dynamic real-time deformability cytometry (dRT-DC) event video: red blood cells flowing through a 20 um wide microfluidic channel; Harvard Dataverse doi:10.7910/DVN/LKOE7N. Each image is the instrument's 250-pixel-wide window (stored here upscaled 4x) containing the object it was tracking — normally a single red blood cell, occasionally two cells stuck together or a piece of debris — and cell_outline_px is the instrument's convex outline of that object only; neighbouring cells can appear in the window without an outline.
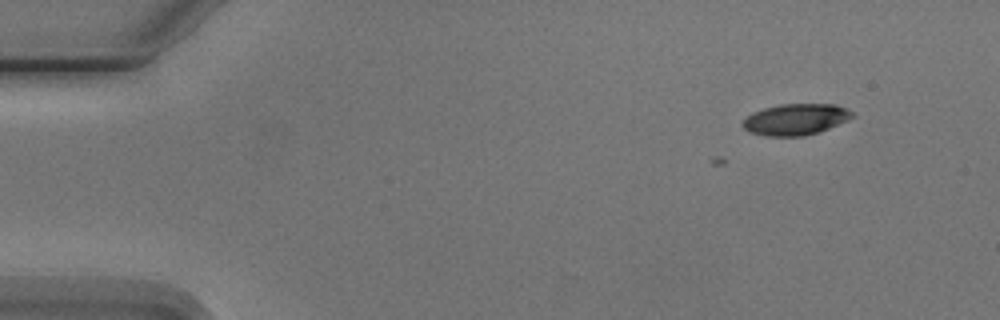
{"species": "Egyptian fruit bat (a non-hibernating species)", "species_latin": "Rousettus aegyptiacus", "temperature_condition": "cold", "stored_images_in_passage": 8, "camera_frame_rate_fps": 3000, "um_per_image_px": 0.085, "animal": {"sex": "male"}, "frame": {"image": 1, "passage_image": 1, "time_ms": 0.0, "image_size_px": [1000, 320], "cell_outline_px": [[856, 116], [848, 120], [828, 128], [804, 136], [768, 136], [752, 132], [744, 128], [740, 124], [748, 116], [764, 108], [780, 104], [836, 104], [852, 112]], "centroid_in_image_um": [67.65, 10.14], "position_along_channel_um": 17.3, "area_um2": 19.65}}
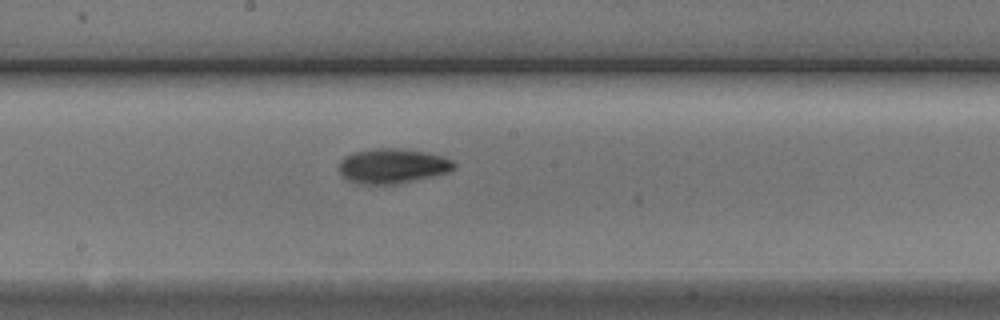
{"frame": {"image": 2, "passage_image": 8, "time_ms": 8.0, "image_size_px": [1000, 320], "cell_outline_px": [[456, 168], [448, 172], [396, 184], [356, 184], [348, 180], [340, 172], [340, 160], [344, 156], [356, 152], [380, 148], [396, 148], [424, 152], [440, 156], [452, 160], [456, 164]], "centroid_in_image_um": [33.35, 14.11], "position_along_channel_um": 214.8, "area_um2": 23.0}}